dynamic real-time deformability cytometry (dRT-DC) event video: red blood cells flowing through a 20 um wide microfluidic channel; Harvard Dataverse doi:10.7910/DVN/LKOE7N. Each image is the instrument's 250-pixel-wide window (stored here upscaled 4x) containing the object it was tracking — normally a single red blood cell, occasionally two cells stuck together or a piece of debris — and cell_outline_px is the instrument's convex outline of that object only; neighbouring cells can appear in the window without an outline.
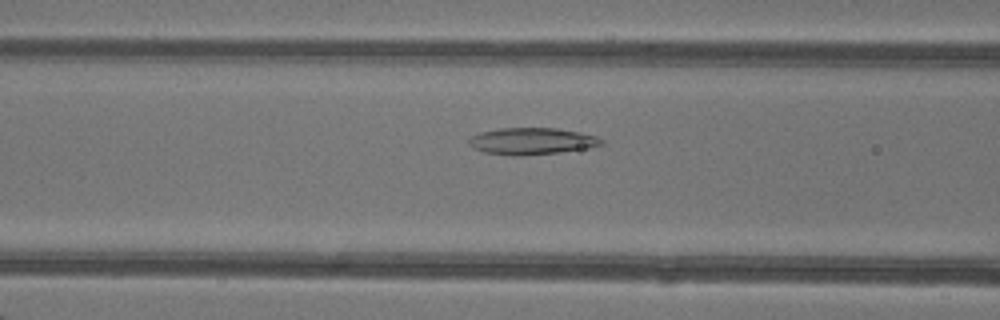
{"species": "common noctule bat (a hibernating species)", "species_latin": "Nyctalus noctula", "temperature_condition": "warm", "stored_images_in_passage": 49, "camera_frame_rate_fps": 3000, "um_per_image_px": 0.085, "animal": {"sex": "female"}, "frame": {"image": 1, "passage_image": 21, "time_ms": 6.667, "image_size_px": [1000, 320], "cell_outline_px": [[604, 144], [592, 148], [560, 152], [524, 156], [512, 156], [484, 152], [472, 148], [468, 144], [468, 136], [480, 132], [500, 128], [556, 128], [580, 132], [596, 136], [604, 140]], "centroid_in_image_um": [45.19, 12.0], "position_along_channel_um": 121.4, "area_um2": 21.1}}
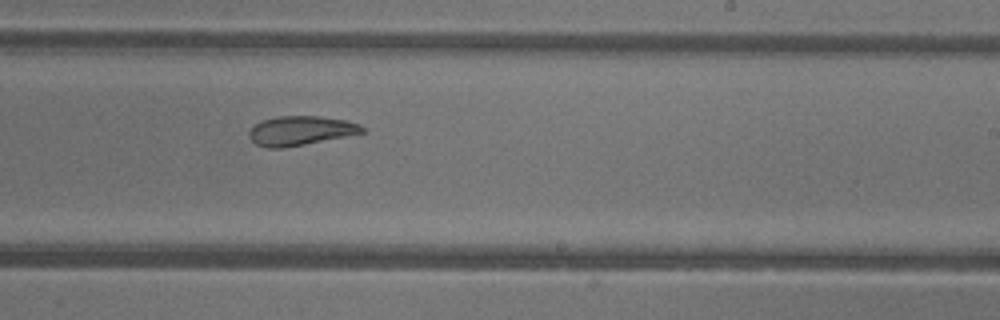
{"frame": {"image": 2, "passage_image": 31, "time_ms": 10.0, "image_size_px": [1000, 320], "cell_outline_px": [[364, 132], [284, 148], [268, 148], [256, 144], [248, 136], [248, 132], [260, 120], [276, 116], [320, 116], [344, 120], [360, 124], [364, 128]], "centroid_in_image_um": [25.5, 11.1], "position_along_channel_um": 263.5, "area_um2": 19.13}}
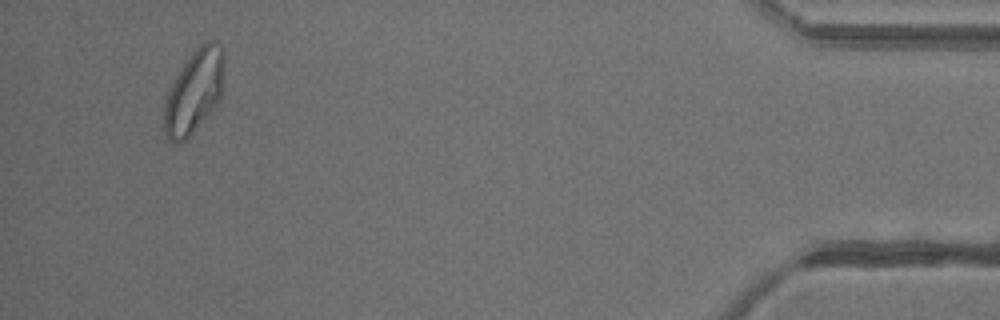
{"frame": {"image": 3, "passage_image": 47, "time_ms": 15.333, "image_size_px": [1000, 320], "cell_outline_px": [[224, 88], [216, 104], [196, 128], [184, 140], [176, 144], [172, 144], [168, 140], [164, 132], [164, 104], [168, 92], [176, 76], [192, 52], [200, 44], [208, 40], [216, 40], [224, 48]], "centroid_in_image_um": [16.52, 7.74], "position_along_channel_um": 418.7, "area_um2": 29.19}, "authors_computed_cell_mechanics": {"area_um2": 24.9118, "velocity_mm_per_s": 4.2787, "shape_relaxation_time_tau1_ms": 4.513, "shape_relaxation_time_tau2_ms": 2.1634, "deformation_change_tau1": 0.1565, "deformation_change_tau2": 0.0844}}